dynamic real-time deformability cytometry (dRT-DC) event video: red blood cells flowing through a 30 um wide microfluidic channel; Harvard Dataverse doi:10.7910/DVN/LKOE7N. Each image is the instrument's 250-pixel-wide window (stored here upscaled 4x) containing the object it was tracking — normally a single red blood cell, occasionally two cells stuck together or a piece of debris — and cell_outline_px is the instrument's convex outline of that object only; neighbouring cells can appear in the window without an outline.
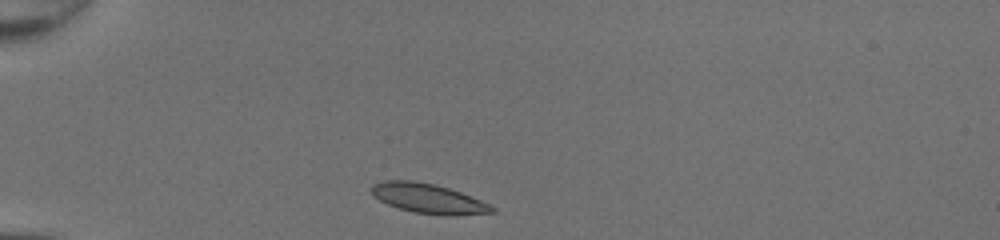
{"species": "common noctule bat (a hibernating species)", "species_latin": "Nyctalus noctula", "temperature_condition": "room temperature", "stored_images_in_passage": 33, "camera_frame_rate_fps": 3000, "um_per_image_px": 0.085, "animal": {"sex": "female", "body_mass_g": 20.0, "forearm_length_mm": 54.0}, "frame": {"image": 1, "passage_image": 1, "time_ms": 0.0, "image_size_px": [1000, 240], "cell_outline_px": [[496, 212], [416, 212], [400, 208], [388, 204], [372, 196], [368, 188], [372, 184], [384, 180], [412, 180], [436, 184], [460, 192], [480, 200], [496, 208]], "centroid_in_image_um": [36.23, 16.78], "position_along_channel_um": 48.8, "area_um2": 19.71}}
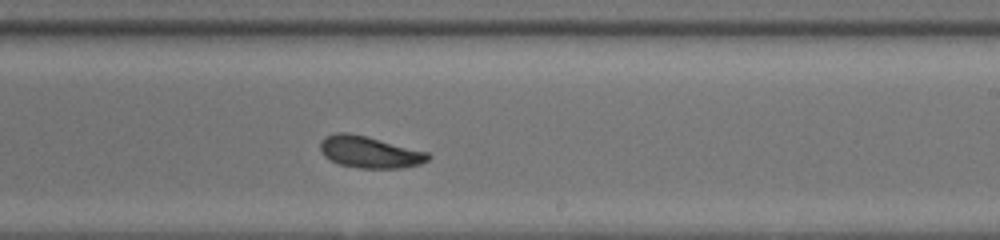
{"frame": {"image": 2, "passage_image": 18, "time_ms": 5.667, "image_size_px": [1000, 240], "cell_outline_px": [[432, 156], [428, 160], [420, 164], [404, 168], [356, 168], [340, 164], [324, 156], [320, 148], [320, 140], [324, 136], [336, 132], [348, 132], [368, 136], [428, 152]], "centroid_in_image_um": [31.42, 12.91], "position_along_channel_um": 257.6, "area_um2": 20.17}}
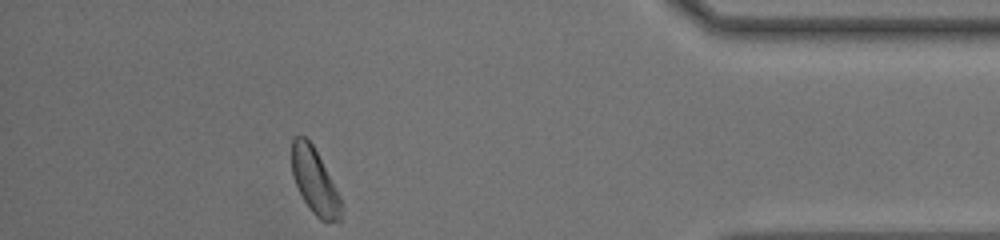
{"frame": {"image": 3, "passage_image": 31, "time_ms": 10.0, "image_size_px": [1000, 240], "cell_outline_px": [[344, 208], [340, 220], [320, 220], [312, 212], [304, 200], [292, 176], [292, 136], [304, 136], [312, 144], [340, 196]], "centroid_in_image_um": [26.75, 15.41], "position_along_channel_um": 408.4, "area_um2": 18.55}, "authors_computed_cell_mechanics": {"area_um2": 19.7676, "velocity_mm_per_s": 4.3013, "shape_relaxation_time_tau1_ms": 5.2492, "shape_relaxation_time_tau2_ms": 5.5768, "deformation_change_tau1": 0.1461, "deformation_change_tau2": 0.1107}}